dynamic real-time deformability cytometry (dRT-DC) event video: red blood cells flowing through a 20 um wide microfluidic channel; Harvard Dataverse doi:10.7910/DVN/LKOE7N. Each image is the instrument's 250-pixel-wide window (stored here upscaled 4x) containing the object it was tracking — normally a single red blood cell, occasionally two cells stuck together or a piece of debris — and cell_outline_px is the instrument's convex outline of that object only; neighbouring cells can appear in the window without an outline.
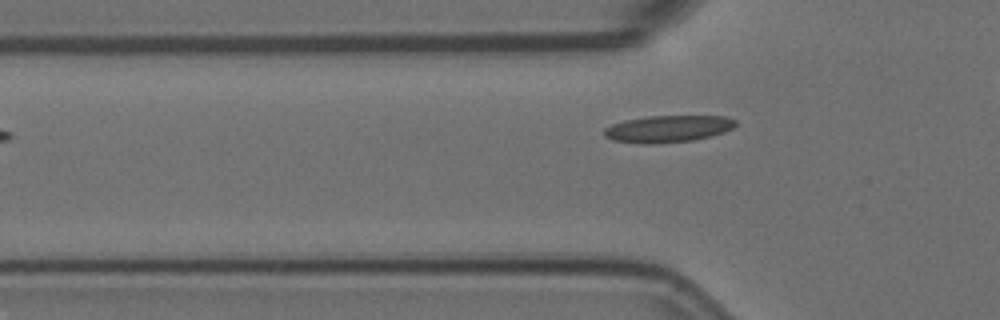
{"species": "Egyptian fruit bat (a non-hibernating species)", "species_latin": "Rousettus aegyptiacus", "temperature_condition": "room temperature", "stored_images_in_passage": 28, "camera_frame_rate_fps": 3000, "um_per_image_px": 0.085, "animal": {"sex": "female"}, "frame": {"image": 1, "passage_image": 4, "time_ms": 1.0, "image_size_px": [1000, 320], "cell_outline_px": [[736, 124], [732, 128], [724, 132], [712, 136], [692, 140], [652, 144], [648, 144], [612, 140], [604, 136], [604, 128], [612, 124], [624, 120], [648, 116], [724, 116], [736, 120]], "centroid_in_image_um": [56.77, 10.94], "position_along_channel_um": 69.0, "area_um2": 20.58}}
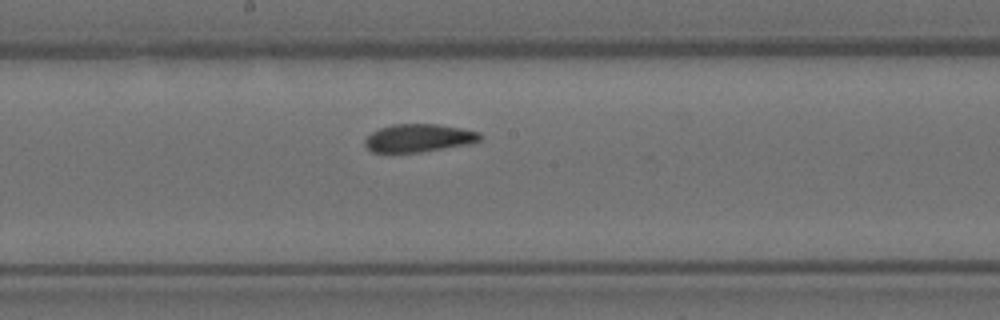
{"frame": {"image": 2, "passage_image": 16, "time_ms": 5.0, "image_size_px": [1000, 320], "cell_outline_px": [[480, 140], [468, 144], [420, 152], [372, 152], [364, 144], [364, 140], [372, 132], [380, 128], [392, 124], [436, 124], [460, 128], [480, 132]], "centroid_in_image_um": [35.56, 11.73], "position_along_channel_um": 212.6, "area_um2": 18.55}}
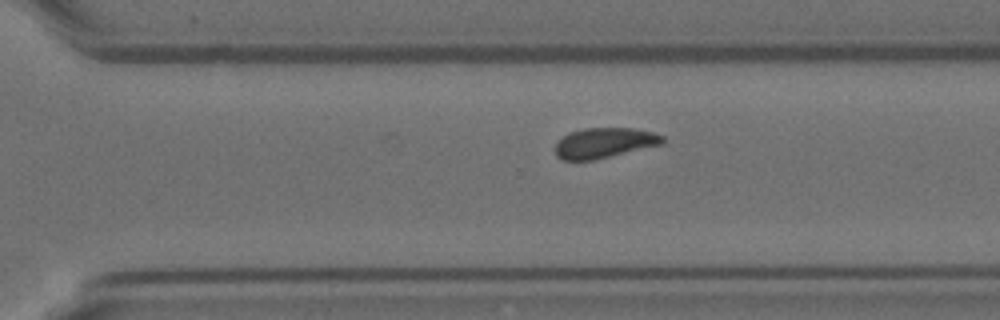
{"frame": {"image": 3, "passage_image": 25, "time_ms": 8.0, "image_size_px": [1000, 320], "cell_outline_px": [[664, 144], [592, 160], [560, 160], [556, 156], [556, 144], [568, 132], [584, 128], [636, 128], [652, 132], [664, 136]], "centroid_in_image_um": [51.38, 12.14], "position_along_channel_um": 319.2, "area_um2": 18.9}}